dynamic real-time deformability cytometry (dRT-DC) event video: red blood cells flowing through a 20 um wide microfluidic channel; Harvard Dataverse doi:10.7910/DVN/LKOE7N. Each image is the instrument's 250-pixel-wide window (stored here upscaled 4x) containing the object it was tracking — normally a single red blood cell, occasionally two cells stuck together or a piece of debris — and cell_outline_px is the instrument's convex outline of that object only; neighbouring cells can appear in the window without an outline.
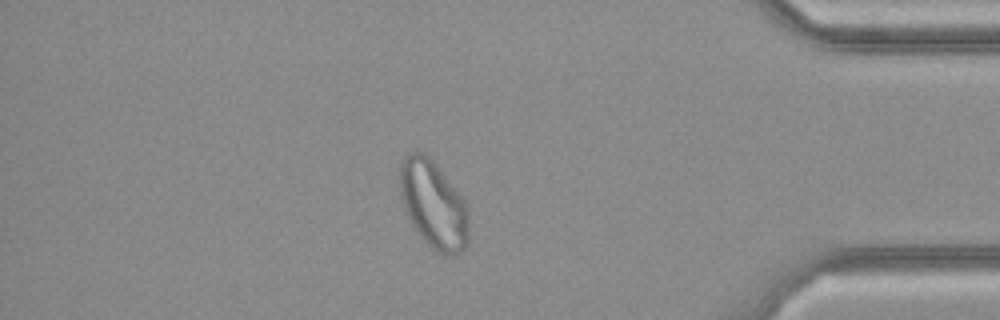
{"species": "common noctule bat (a hibernating species)", "species_latin": "Nyctalus noctula", "temperature_condition": "cold", "stored_images_in_passage": 37, "camera_frame_rate_fps": 3000, "um_per_image_px": 0.085, "animal": {"sex": "female", "body_mass_g": 21.9}, "frame": {"image": 1, "passage_image": 32, "time_ms": 10.333, "image_size_px": [1000, 320], "cell_outline_px": [[468, 240], [464, 248], [460, 252], [452, 256], [448, 256], [432, 248], [420, 236], [408, 216], [404, 208], [400, 196], [400, 160], [408, 152], [424, 152], [436, 164], [464, 200], [468, 212]], "centroid_in_image_um": [36.83, 17.36], "position_along_channel_um": 398.4, "area_um2": 34.97}}